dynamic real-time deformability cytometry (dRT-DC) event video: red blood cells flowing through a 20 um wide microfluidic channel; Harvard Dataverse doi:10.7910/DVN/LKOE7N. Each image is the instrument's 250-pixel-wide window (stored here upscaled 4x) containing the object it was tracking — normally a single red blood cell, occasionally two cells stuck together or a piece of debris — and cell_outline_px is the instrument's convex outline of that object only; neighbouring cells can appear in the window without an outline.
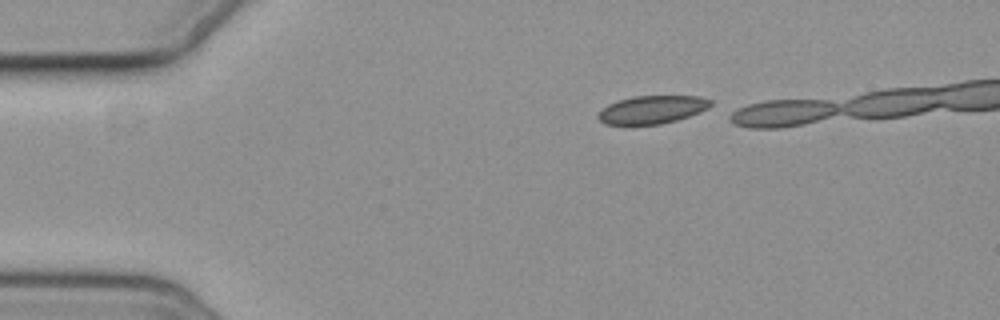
{"species": "common noctule bat (a hibernating species)", "species_latin": "Nyctalus noctula", "temperature_condition": "cold", "stored_images_in_passage": 4, "camera_frame_rate_fps": 3000, "um_per_image_px": 0.085, "animal": {"sex": "female", "body_mass_g": 19.3, "forearm_length_mm": 54.1}, "frame": {"image": 1, "passage_image": 1, "time_ms": 0.0, "image_size_px": [1000, 320], "cell_outline_px": [[712, 104], [708, 108], [688, 116], [676, 120], [660, 124], [604, 124], [596, 116], [608, 104], [616, 100], [632, 96], [700, 96], [712, 100]], "centroid_in_image_um": [55.42, 9.3], "position_along_channel_um": 29.6, "area_um2": 18.26}}